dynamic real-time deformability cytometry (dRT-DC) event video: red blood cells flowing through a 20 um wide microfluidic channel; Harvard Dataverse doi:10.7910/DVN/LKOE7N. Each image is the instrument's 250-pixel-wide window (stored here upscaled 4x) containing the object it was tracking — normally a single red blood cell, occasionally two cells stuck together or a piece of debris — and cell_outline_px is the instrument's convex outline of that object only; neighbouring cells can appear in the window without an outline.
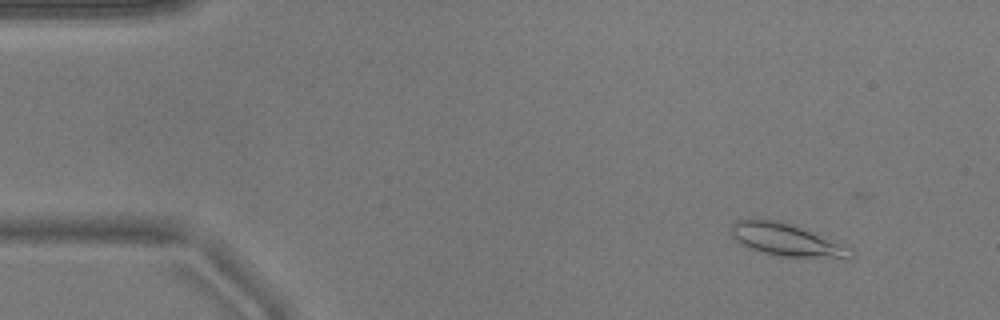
{"species": "common noctule bat (a hibernating species)", "species_latin": "Nyctalus noctula", "temperature_condition": "warm", "stored_images_in_passage": 5, "camera_frame_rate_fps": 3000, "um_per_image_px": 0.085, "animal": {"sex": "male", "body_mass_g": 17.9}, "frame": {"image": 1, "passage_image": 2, "time_ms": 0.333, "image_size_px": [1000, 320], "cell_outline_px": [[856, 252], [848, 260], [844, 260], [784, 256], [764, 252], [740, 244], [732, 236], [732, 224], [736, 220], [752, 216], [780, 220], [792, 224], [848, 248]], "centroid_in_image_um": [66.82, 20.37], "position_along_channel_um": 18.2, "area_um2": 22.83}}